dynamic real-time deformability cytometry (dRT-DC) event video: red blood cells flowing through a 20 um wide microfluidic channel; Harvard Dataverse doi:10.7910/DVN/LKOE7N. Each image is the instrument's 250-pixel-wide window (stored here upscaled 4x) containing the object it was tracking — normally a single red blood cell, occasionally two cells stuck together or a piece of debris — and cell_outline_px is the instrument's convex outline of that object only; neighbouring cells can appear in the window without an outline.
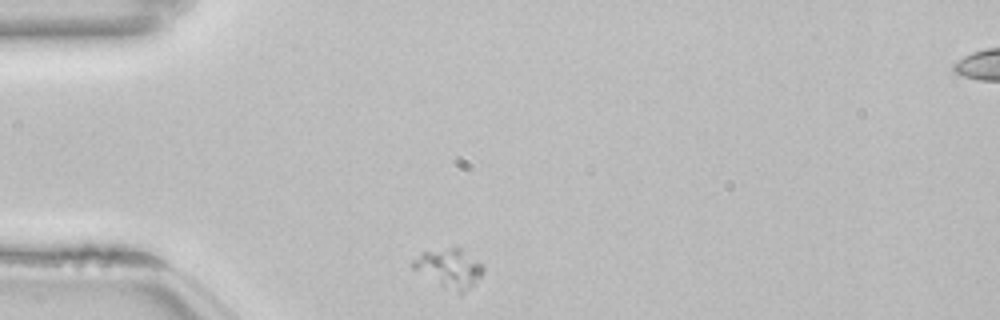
{"species": "common noctule bat (a hibernating species)", "species_latin": "Nyctalus noctula", "temperature_condition": "room temperature", "stored_images_in_passage": 43, "camera_frame_rate_fps": 3000, "um_per_image_px": 0.085, "animal": {"sex": "female", "body_mass_g": 22.7, "forearm_length_mm": 54.2}, "frame": {"image": 1, "passage_image": 1, "time_ms": 0.0, "image_size_px": [1000, 320], "cell_outline_px": [[484, 272], [460, 296], [444, 288], [412, 268], [412, 260], [420, 252], [456, 244], [480, 264], [484, 268]], "centroid_in_image_um": [38.15, 22.77], "position_along_channel_um": 46.9, "area_um2": 16.24}}
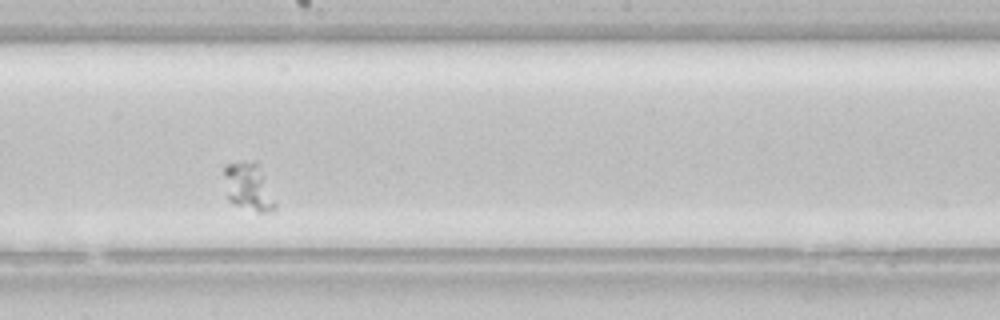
{"frame": {"image": 2, "passage_image": 18, "time_ms": 5.667, "image_size_px": [1000, 320], "cell_outline_px": [[276, 208], [268, 212], [256, 212], [236, 204], [228, 200], [224, 176], [224, 164], [256, 160], [264, 176], [276, 204]], "centroid_in_image_um": [21.11, 15.87], "position_along_channel_um": 227.1, "area_um2": 14.05}}
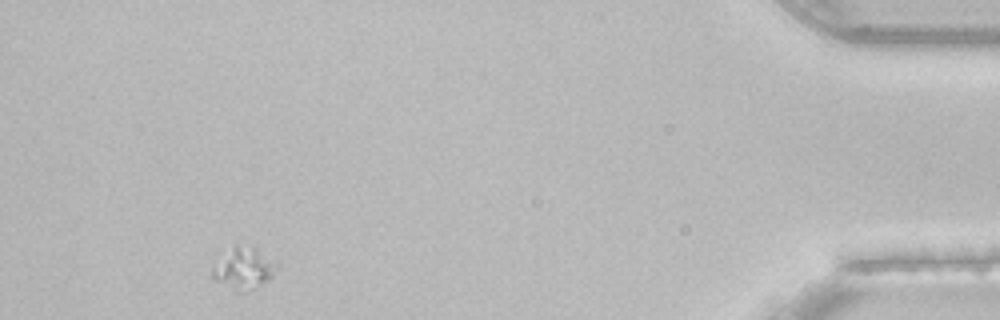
{"frame": {"image": 3, "passage_image": 39, "time_ms": 12.667, "image_size_px": [1000, 320], "cell_outline_px": [[280, 264], [272, 276], [268, 280], [252, 288], [236, 292], [216, 280], [212, 276], [212, 268], [236, 244], [256, 248], [280, 260]], "centroid_in_image_um": [20.81, 22.79], "position_along_channel_um": 414.4, "area_um2": 15.37}}